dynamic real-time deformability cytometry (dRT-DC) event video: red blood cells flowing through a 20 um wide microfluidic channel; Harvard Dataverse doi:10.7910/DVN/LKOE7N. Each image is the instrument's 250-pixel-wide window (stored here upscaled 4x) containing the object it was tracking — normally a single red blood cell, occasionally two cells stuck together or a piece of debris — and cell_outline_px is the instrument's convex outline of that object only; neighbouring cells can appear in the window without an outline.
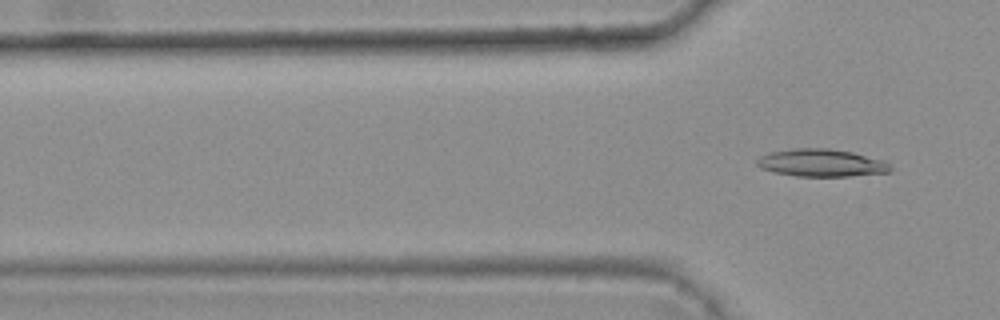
{"species": "common noctule bat (a hibernating species)", "species_latin": "Nyctalus noctula", "temperature_condition": "warm", "stored_images_in_passage": 8, "camera_frame_rate_fps": 3000, "um_per_image_px": 0.085, "animal": {"sex": "female", "body_mass_g": 25.1}, "frame": {"image": 1, "passage_image": 8, "time_ms": 2.333, "image_size_px": [1000, 320], "cell_outline_px": [[892, 168], [888, 172], [848, 176], [796, 176], [776, 172], [760, 168], [756, 164], [756, 160], [760, 156], [772, 152], [792, 148], [828, 148], [852, 152], [884, 160]], "centroid_in_image_um": [69.8, 13.84], "position_along_channel_um": 56.0, "area_um2": 21.27}}